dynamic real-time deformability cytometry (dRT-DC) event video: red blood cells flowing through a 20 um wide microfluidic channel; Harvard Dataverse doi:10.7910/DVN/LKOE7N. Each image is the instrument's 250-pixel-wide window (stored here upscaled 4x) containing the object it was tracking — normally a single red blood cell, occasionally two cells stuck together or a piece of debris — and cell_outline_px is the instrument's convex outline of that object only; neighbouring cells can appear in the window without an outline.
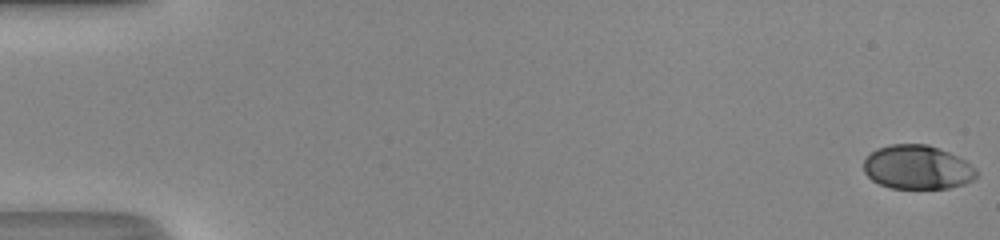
{"species": "human", "species_latin": "Homo sapiens", "temperature_condition": "room temperature", "stored_images_in_passage": 50, "camera_frame_rate_fps": 3000, "um_per_image_px": 0.085, "donor": {"sex": "male"}, "frame": {"image": 1, "passage_image": 1, "time_ms": 0.0, "image_size_px": [1000, 240], "cell_outline_px": [[976, 176], [972, 180], [964, 184], [948, 188], [892, 188], [880, 184], [872, 180], [864, 172], [864, 160], [876, 148], [892, 144], [928, 144], [948, 152], [964, 160], [976, 168]], "centroid_in_image_um": [77.96, 14.21], "position_along_channel_um": 7.0, "area_um2": 28.73}}
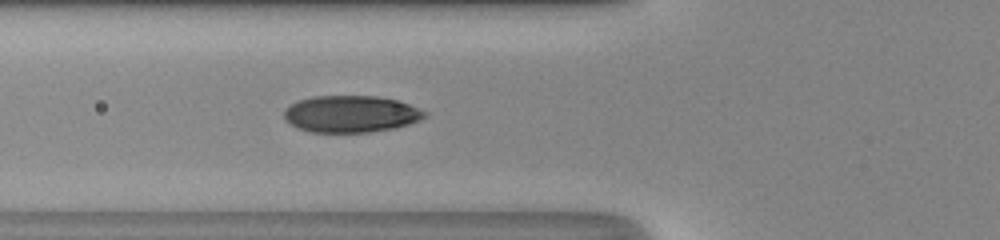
{"frame": {"image": 2, "passage_image": 20, "time_ms": 6.333, "image_size_px": [1000, 240], "cell_outline_px": [[428, 116], [420, 120], [396, 128], [368, 132], [312, 132], [296, 128], [284, 120], [284, 112], [296, 100], [312, 96], [380, 96], [400, 100], [428, 112]], "centroid_in_image_um": [29.85, 9.68], "position_along_channel_um": 95.9, "area_um2": 30.52}}
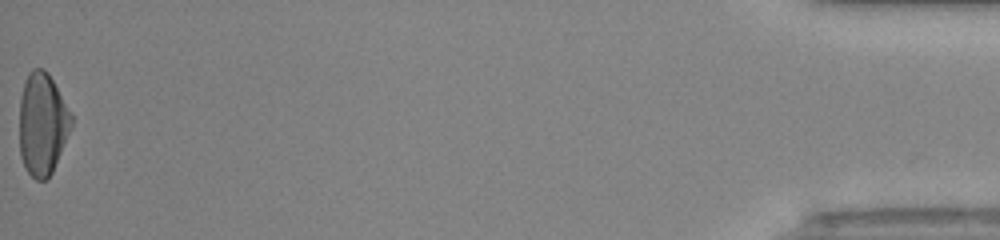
{"frame": {"image": 3, "passage_image": 50, "time_ms": 16.333, "image_size_px": [1000, 240], "cell_outline_px": [[72, 124], [52, 172], [44, 180], [36, 180], [28, 172], [20, 156], [20, 96], [28, 72], [32, 68], [44, 68], [48, 72], [72, 116]], "centroid_in_image_um": [3.58, 10.51], "position_along_channel_um": 431.6, "area_um2": 30.52}, "authors_computed_cell_mechanics": {"area_um2": 30.0271, "velocity_mm_per_s": 4.3403, "shape_relaxation_time_tau1_ms": 3.6501, "shape_relaxation_time_tau2_ms": null, "deformation_change_tau1": 0.1734, "deformation_change_tau2": null}}